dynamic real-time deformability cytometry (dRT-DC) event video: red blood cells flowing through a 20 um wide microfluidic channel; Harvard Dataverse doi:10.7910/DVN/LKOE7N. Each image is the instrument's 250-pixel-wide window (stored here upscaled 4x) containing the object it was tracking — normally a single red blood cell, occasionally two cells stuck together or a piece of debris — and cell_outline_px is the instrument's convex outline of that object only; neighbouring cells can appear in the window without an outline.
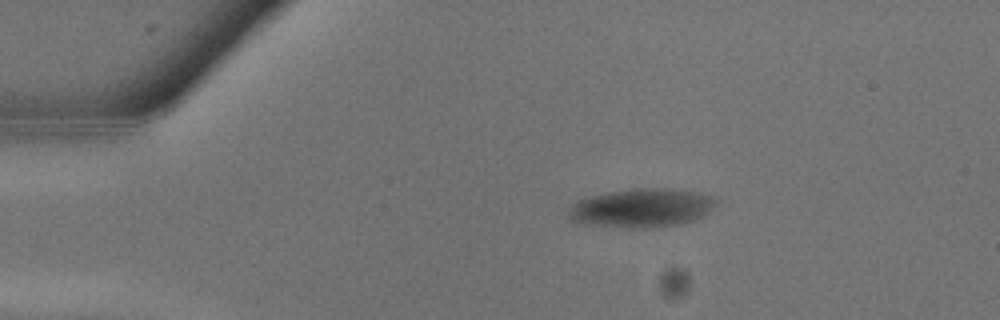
{"species": "common noctule bat (a hibernating species)", "species_latin": "Nyctalus noctula", "temperature_condition": "warm", "stored_images_in_passage": 7, "camera_frame_rate_fps": 3000, "um_per_image_px": 0.085, "animal": {"sex": "male", "body_mass_g": 13.3}, "frame": {"image": 1, "passage_image": 2, "time_ms": 0.333, "image_size_px": [1000, 320], "cell_outline_px": [[716, 200], [700, 216], [684, 224], [652, 228], [628, 228], [584, 224], [572, 220], [572, 208], [580, 200], [612, 192], [644, 188], [664, 188], [688, 192], [708, 196]], "centroid_in_image_um": [54.53, 17.71], "position_along_channel_um": 30.5, "area_um2": 31.73}}
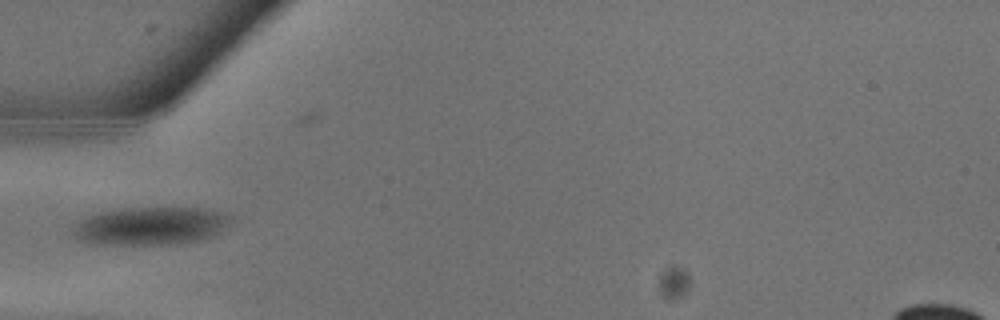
{"frame": {"image": 2, "passage_image": 6, "time_ms": 1.667, "image_size_px": [1000, 320], "cell_outline_px": [[232, 220], [212, 236], [200, 240], [176, 244], [88, 244], [76, 240], [72, 232], [80, 220], [84, 216], [100, 212], [124, 208], [204, 208], [220, 212], [232, 216]], "centroid_in_image_um": [12.74, 19.21], "position_along_channel_um": 72.3, "area_um2": 34.91}}